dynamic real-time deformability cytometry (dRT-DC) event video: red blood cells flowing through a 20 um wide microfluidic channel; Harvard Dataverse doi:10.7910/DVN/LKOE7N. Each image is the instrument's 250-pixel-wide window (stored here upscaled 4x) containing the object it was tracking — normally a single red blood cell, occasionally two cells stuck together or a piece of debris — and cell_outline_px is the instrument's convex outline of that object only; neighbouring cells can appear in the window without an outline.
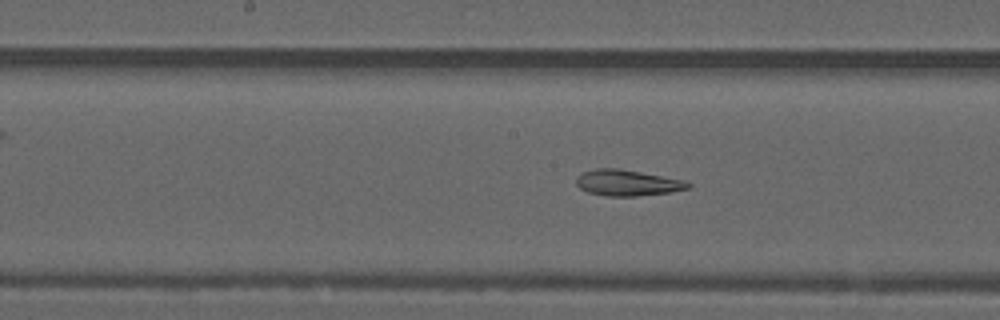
{"species": "common noctule bat (a hibernating species)", "species_latin": "Nyctalus noctula", "temperature_condition": "warm", "stored_images_in_passage": 46, "camera_frame_rate_fps": 3000, "um_per_image_px": 0.085, "animal": {"sex": "male", "forearm_length_mm": 52.5}, "frame": {"image": 1, "passage_image": 19, "time_ms": 6.0, "image_size_px": [1000, 320], "cell_outline_px": [[692, 188], [668, 192], [636, 196], [604, 196], [588, 192], [580, 188], [576, 184], [576, 176], [584, 172], [596, 168], [616, 168], [688, 180], [692, 184]], "centroid_in_image_um": [53.36, 15.54], "position_along_channel_um": 194.8, "area_um2": 17.05}}
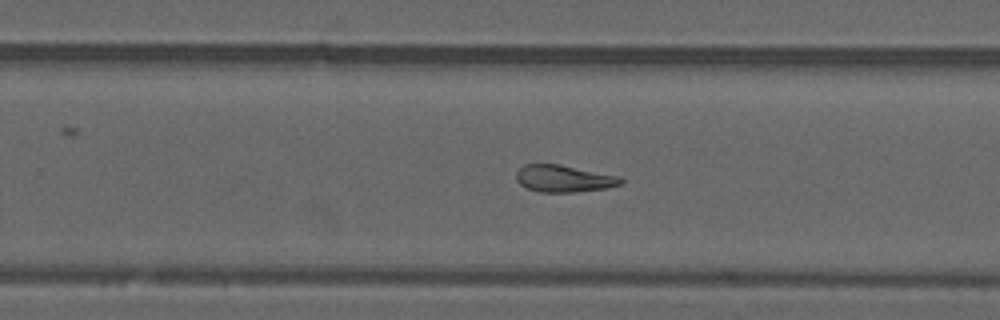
{"frame": {"image": 2, "passage_image": 26, "time_ms": 8.333, "image_size_px": [1000, 320], "cell_outline_px": [[624, 184], [608, 188], [576, 192], [540, 192], [528, 188], [520, 184], [516, 180], [516, 172], [524, 164], [560, 164], [620, 176], [624, 180]], "centroid_in_image_um": [47.97, 15.18], "position_along_channel_um": 281.8, "area_um2": 16.65}}
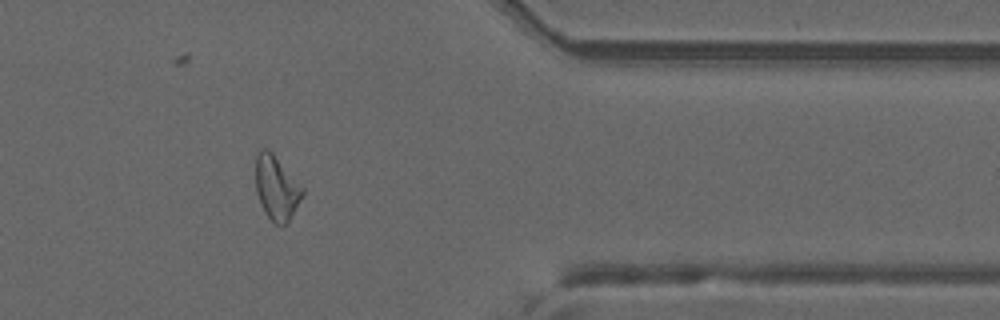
{"frame": {"image": 3, "passage_image": 36, "time_ms": 11.667, "image_size_px": [1000, 320], "cell_outline_px": [[304, 192], [300, 200], [288, 220], [284, 224], [276, 224], [264, 212], [256, 192], [256, 156], [260, 148], [268, 148], [272, 152], [304, 188]], "centroid_in_image_um": [23.48, 15.92], "position_along_channel_um": 387.9, "area_um2": 17.22}, "authors_computed_cell_mechanics": {"area_um2": 17.4845, "velocity_mm_per_s": 3.7541, "shape_relaxation_time_tau1_ms": null, "shape_relaxation_time_tau2_ms": 6.3008, "deformation_change_tau1": null, "deformation_change_tau2": 0.1378}}